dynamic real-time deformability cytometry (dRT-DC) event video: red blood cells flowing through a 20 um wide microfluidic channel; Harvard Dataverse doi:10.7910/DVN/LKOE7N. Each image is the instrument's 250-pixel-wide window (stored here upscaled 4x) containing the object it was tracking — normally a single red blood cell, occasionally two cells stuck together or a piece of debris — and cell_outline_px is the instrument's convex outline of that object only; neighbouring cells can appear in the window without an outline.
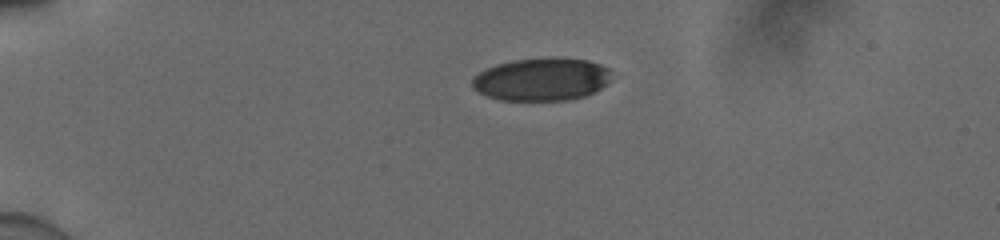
{"species": "human", "species_latin": "Homo sapiens", "temperature_condition": "cold", "stored_images_in_passage": 42, "camera_frame_rate_fps": 3000, "um_per_image_px": 0.085, "donor": {"sex": "male"}, "frame": {"image": 1, "passage_image": 1, "time_ms": 0.0, "image_size_px": [1000, 240], "cell_outline_px": [[608, 84], [584, 96], [568, 100], [500, 100], [488, 96], [472, 88], [472, 80], [480, 72], [496, 64], [512, 60], [588, 60], [600, 64], [608, 68]], "centroid_in_image_um": [46.0, 6.78], "position_along_channel_um": 39.0, "area_um2": 33.64}}
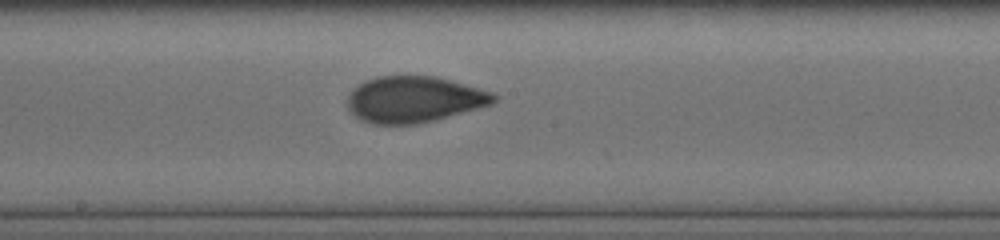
{"frame": {"image": 2, "passage_image": 19, "time_ms": 6.0, "image_size_px": [1000, 240], "cell_outline_px": [[496, 100], [492, 104], [436, 120], [416, 124], [372, 124], [360, 120], [348, 108], [348, 96], [360, 84], [376, 76], [436, 76], [492, 92], [496, 96]], "centroid_in_image_um": [35.2, 8.46], "position_along_channel_um": 213.0, "area_um2": 39.07}}
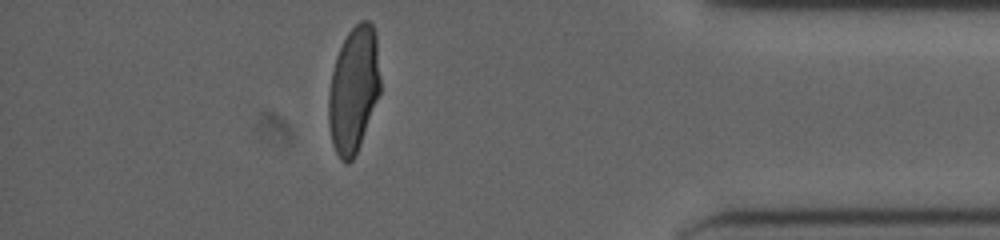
{"frame": {"image": 3, "passage_image": 36, "time_ms": 11.667, "image_size_px": [1000, 240], "cell_outline_px": [[380, 92], [356, 156], [348, 164], [344, 164], [340, 160], [332, 144], [328, 124], [328, 92], [332, 72], [336, 56], [348, 32], [360, 20], [368, 20], [372, 24], [376, 32], [380, 76]], "centroid_in_image_um": [30.05, 7.64], "position_along_channel_um": 405.1, "area_um2": 38.38}, "authors_computed_cell_mechanics": {"area_um2": 38.5526, "velocity_mm_per_s": 3.9186, "shape_relaxation_time_tau1_ms": 4.6744, "shape_relaxation_time_tau2_ms": 0.9382, "deformation_change_tau1": 0.167, "deformation_change_tau2": 0.0645}}